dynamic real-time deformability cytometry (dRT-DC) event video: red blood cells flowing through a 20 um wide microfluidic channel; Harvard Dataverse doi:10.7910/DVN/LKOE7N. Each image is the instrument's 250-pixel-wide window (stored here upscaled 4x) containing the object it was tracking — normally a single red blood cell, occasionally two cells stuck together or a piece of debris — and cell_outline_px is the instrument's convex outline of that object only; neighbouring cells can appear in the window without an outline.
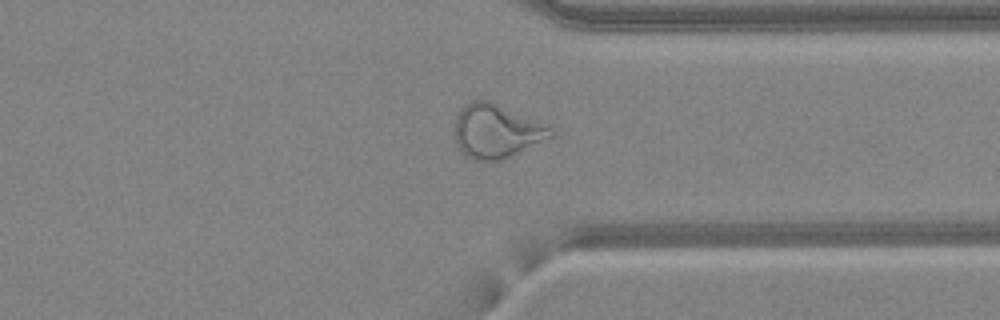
{"species": "common noctule bat (a hibernating species)", "species_latin": "Nyctalus noctula", "temperature_condition": "warm", "stored_images_in_passage": 45, "camera_frame_rate_fps": 3000, "um_per_image_px": 0.085, "animal": {"sex": "female", "body_mass_g": 24.6, "forearm_length_mm": 56.2}, "frame": {"image": 1, "passage_image": 34, "time_ms": 11.0, "image_size_px": [1000, 320], "cell_outline_px": [[556, 136], [500, 160], [476, 160], [464, 156], [456, 140], [456, 116], [464, 104], [472, 100], [488, 100], [548, 124], [556, 132]], "centroid_in_image_um": [42.25, 11.13], "position_along_channel_um": 369.2, "area_um2": 30.11}}
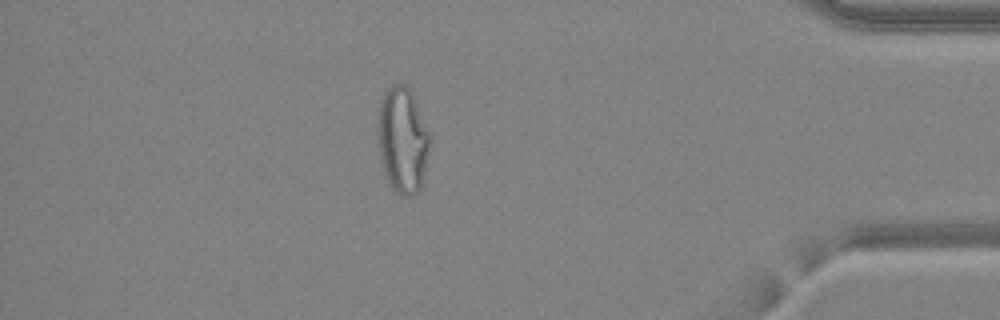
{"frame": {"image": 2, "passage_image": 39, "time_ms": 12.667, "image_size_px": [1000, 320], "cell_outline_px": [[432, 136], [424, 176], [420, 188], [416, 196], [404, 196], [392, 188], [388, 180], [380, 156], [376, 132], [376, 124], [380, 100], [384, 92], [392, 84], [404, 84], [412, 92]], "centroid_in_image_um": [34.23, 11.87], "position_along_channel_um": 401.0, "area_um2": 32.71}}